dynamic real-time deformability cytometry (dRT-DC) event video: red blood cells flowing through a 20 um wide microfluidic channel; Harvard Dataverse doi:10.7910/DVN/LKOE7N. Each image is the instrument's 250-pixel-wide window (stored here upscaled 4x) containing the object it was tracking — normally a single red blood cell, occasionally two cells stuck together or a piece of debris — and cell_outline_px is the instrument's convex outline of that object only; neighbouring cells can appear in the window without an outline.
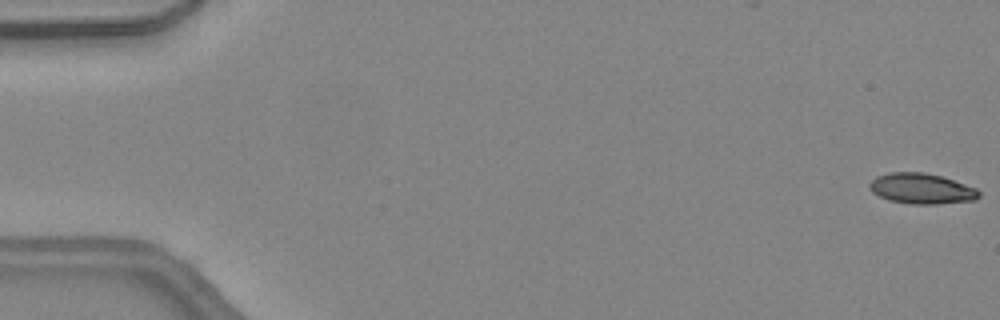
{"species": "common noctule bat (a hibernating species)", "species_latin": "Nyctalus noctula", "temperature_condition": "warm", "stored_images_in_passage": 14, "camera_frame_rate_fps": 3000, "um_per_image_px": 0.085, "animal": {"sex": "female", "body_mass_g": 24.6, "forearm_length_mm": 56.2}, "frame": {"image": 1, "passage_image": 1, "time_ms": 0.0, "image_size_px": [1000, 320], "cell_outline_px": [[980, 196], [976, 200], [936, 204], [912, 204], [888, 200], [872, 192], [868, 188], [868, 184], [876, 176], [888, 172], [924, 172], [940, 176], [976, 188], [980, 192]], "centroid_in_image_um": [78.3, 16.03], "position_along_channel_um": 6.7, "area_um2": 19.48}}